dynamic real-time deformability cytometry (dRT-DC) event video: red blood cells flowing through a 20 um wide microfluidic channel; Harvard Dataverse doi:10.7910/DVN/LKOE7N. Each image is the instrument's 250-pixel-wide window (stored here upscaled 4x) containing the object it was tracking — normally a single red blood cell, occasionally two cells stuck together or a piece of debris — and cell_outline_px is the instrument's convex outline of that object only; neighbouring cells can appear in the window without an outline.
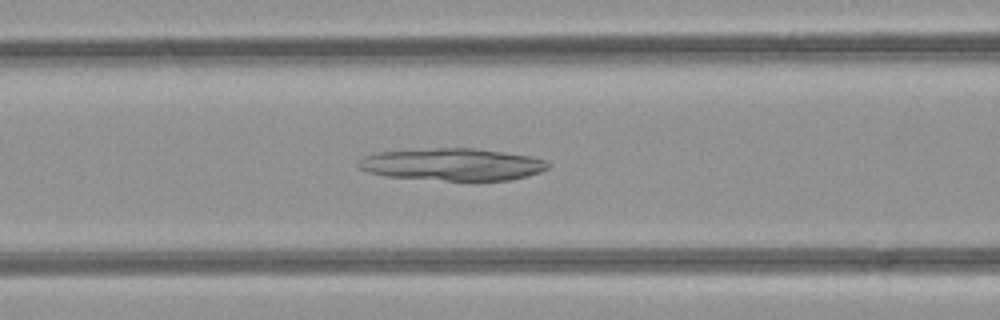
{"species": "common noctule bat (a hibernating species)", "species_latin": "Nyctalus noctula", "temperature_condition": "room temperature", "stored_images_in_passage": 47, "camera_frame_rate_fps": 3000, "um_per_image_px": 0.085, "animal": {"sex": "female", "body_mass_g": 21.9}, "frame": {"image": 1, "passage_image": 17, "time_ms": 5.333, "image_size_px": [1000, 320], "cell_outline_px": [[548, 168], [540, 172], [528, 176], [508, 180], [444, 180], [384, 176], [368, 172], [360, 168], [356, 164], [356, 160], [364, 156], [376, 152], [436, 148], [472, 148], [532, 156], [544, 160], [548, 164]], "centroid_in_image_um": [38.41, 13.97], "position_along_channel_um": 128.2, "area_um2": 35.49}}
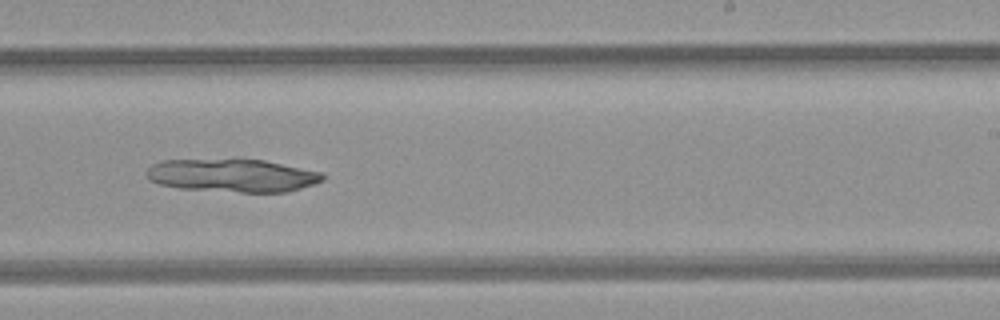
{"frame": {"image": 2, "passage_image": 27, "time_ms": 8.667, "image_size_px": [1000, 320], "cell_outline_px": [[324, 180], [288, 192], [240, 192], [180, 188], [160, 184], [152, 180], [148, 176], [148, 168], [152, 164], [164, 160], [236, 156], [240, 156], [264, 160], [324, 172]], "centroid_in_image_um": [19.78, 14.86], "position_along_channel_um": 269.2, "area_um2": 34.97}}
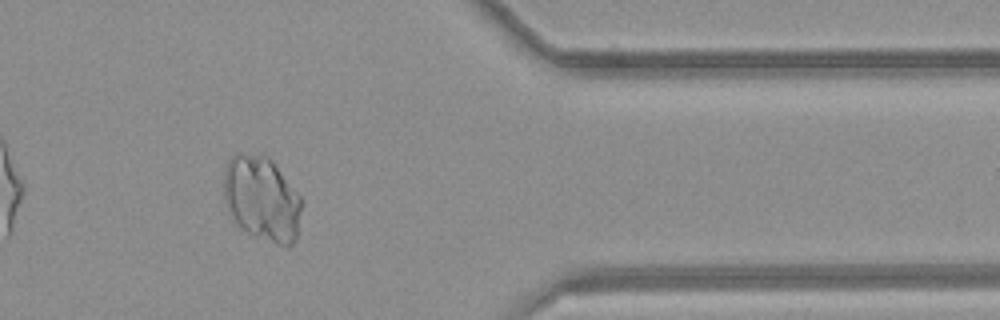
{"frame": {"image": 3, "passage_image": 37, "time_ms": 12.0, "image_size_px": [1000, 320], "cell_outline_px": [[300, 212], [296, 240], [288, 248], [252, 236], [240, 228], [232, 220], [224, 204], [224, 168], [228, 160], [236, 152], [260, 152], [268, 156], [272, 160], [300, 196]], "centroid_in_image_um": [22.21, 16.88], "position_along_channel_um": 389.2, "area_um2": 39.3}}